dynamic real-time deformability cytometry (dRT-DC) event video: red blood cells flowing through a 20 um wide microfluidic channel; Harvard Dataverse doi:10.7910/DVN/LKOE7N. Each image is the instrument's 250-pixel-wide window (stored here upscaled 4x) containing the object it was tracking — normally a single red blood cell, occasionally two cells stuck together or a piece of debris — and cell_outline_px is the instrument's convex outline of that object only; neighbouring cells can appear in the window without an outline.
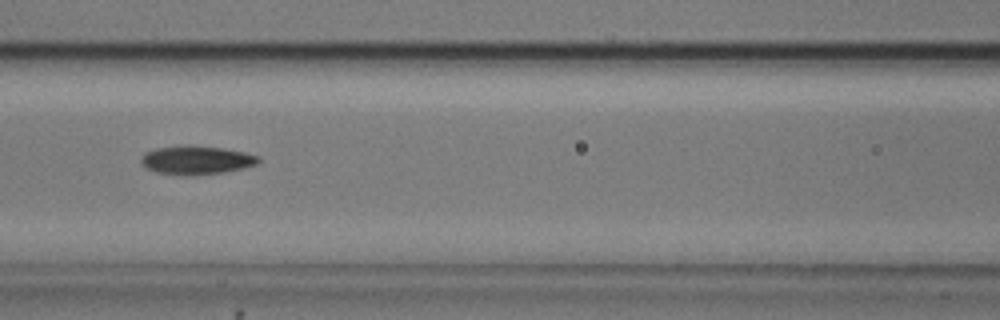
{"species": "common noctule bat (a hibernating species)", "species_latin": "Nyctalus noctula", "temperature_condition": "cold", "stored_images_in_passage": 6, "camera_frame_rate_fps": 3000, "um_per_image_px": 0.085, "animal": {"sex": "male", "body_mass_g": 20.5, "forearm_length_mm": 52.5}, "frame": {"image": 1, "passage_image": 4, "time_ms": 1.0, "image_size_px": [1000, 320], "cell_outline_px": [[260, 160], [256, 164], [244, 168], [224, 172], [196, 176], [188, 176], [156, 172], [144, 168], [140, 164], [140, 156], [144, 152], [156, 148], [188, 144], [224, 148], [244, 152], [260, 156]], "centroid_in_image_um": [16.65, 13.61], "position_along_channel_um": 150.0, "area_um2": 20.11}}
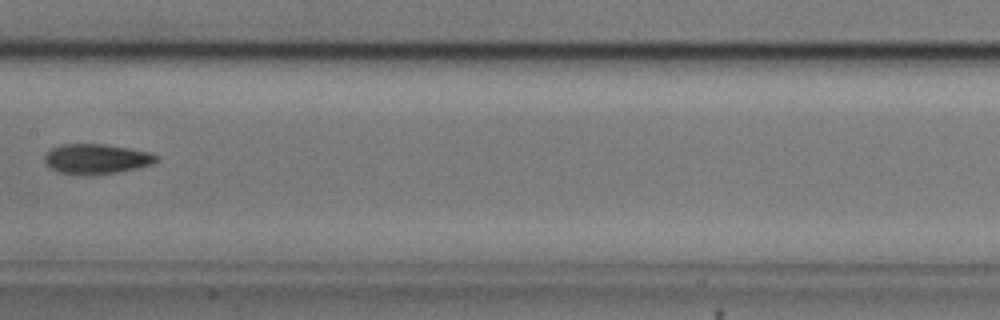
{"frame": {"image": 2, "passage_image": 5, "time_ms": 1.333, "image_size_px": [1000, 320], "cell_outline_px": [[160, 160], [152, 164], [136, 168], [116, 172], [92, 176], [56, 172], [48, 168], [44, 160], [44, 156], [52, 148], [64, 144], [104, 144], [128, 148], [148, 152], [160, 156]], "centroid_in_image_um": [8.18, 13.52], "position_along_channel_um": 199.2, "area_um2": 19.71}}